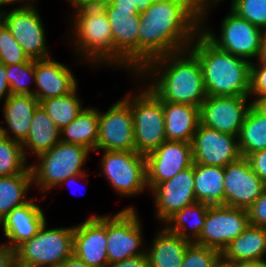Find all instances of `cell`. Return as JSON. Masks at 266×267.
<instances>
[{
	"label": "cell",
	"mask_w": 266,
	"mask_h": 267,
	"mask_svg": "<svg viewBox=\"0 0 266 267\" xmlns=\"http://www.w3.org/2000/svg\"><path fill=\"white\" fill-rule=\"evenodd\" d=\"M139 86L138 92L130 93L129 91L128 95H125L123 99L131 107L135 151L146 155L166 141L165 119L163 101L145 83Z\"/></svg>",
	"instance_id": "obj_7"
},
{
	"label": "cell",
	"mask_w": 266,
	"mask_h": 267,
	"mask_svg": "<svg viewBox=\"0 0 266 267\" xmlns=\"http://www.w3.org/2000/svg\"><path fill=\"white\" fill-rule=\"evenodd\" d=\"M32 186L34 185L31 168L21 174L0 177V221L13 208L31 200L27 196Z\"/></svg>",
	"instance_id": "obj_31"
},
{
	"label": "cell",
	"mask_w": 266,
	"mask_h": 267,
	"mask_svg": "<svg viewBox=\"0 0 266 267\" xmlns=\"http://www.w3.org/2000/svg\"><path fill=\"white\" fill-rule=\"evenodd\" d=\"M0 267H16L15 250L0 243Z\"/></svg>",
	"instance_id": "obj_44"
},
{
	"label": "cell",
	"mask_w": 266,
	"mask_h": 267,
	"mask_svg": "<svg viewBox=\"0 0 266 267\" xmlns=\"http://www.w3.org/2000/svg\"><path fill=\"white\" fill-rule=\"evenodd\" d=\"M249 96H207L200 106V123L221 133L239 136L251 106Z\"/></svg>",
	"instance_id": "obj_15"
},
{
	"label": "cell",
	"mask_w": 266,
	"mask_h": 267,
	"mask_svg": "<svg viewBox=\"0 0 266 267\" xmlns=\"http://www.w3.org/2000/svg\"><path fill=\"white\" fill-rule=\"evenodd\" d=\"M265 258L266 227L251 224L221 252V260L231 267L265 261Z\"/></svg>",
	"instance_id": "obj_24"
},
{
	"label": "cell",
	"mask_w": 266,
	"mask_h": 267,
	"mask_svg": "<svg viewBox=\"0 0 266 267\" xmlns=\"http://www.w3.org/2000/svg\"><path fill=\"white\" fill-rule=\"evenodd\" d=\"M60 141V129L39 105L33 114L29 133L21 143L27 160L30 155L37 157L51 150Z\"/></svg>",
	"instance_id": "obj_27"
},
{
	"label": "cell",
	"mask_w": 266,
	"mask_h": 267,
	"mask_svg": "<svg viewBox=\"0 0 266 267\" xmlns=\"http://www.w3.org/2000/svg\"><path fill=\"white\" fill-rule=\"evenodd\" d=\"M96 153L135 150L133 117L130 105L123 99L114 102L105 112L99 110Z\"/></svg>",
	"instance_id": "obj_14"
},
{
	"label": "cell",
	"mask_w": 266,
	"mask_h": 267,
	"mask_svg": "<svg viewBox=\"0 0 266 267\" xmlns=\"http://www.w3.org/2000/svg\"><path fill=\"white\" fill-rule=\"evenodd\" d=\"M242 157L266 149V116L250 106L238 136Z\"/></svg>",
	"instance_id": "obj_32"
},
{
	"label": "cell",
	"mask_w": 266,
	"mask_h": 267,
	"mask_svg": "<svg viewBox=\"0 0 266 267\" xmlns=\"http://www.w3.org/2000/svg\"><path fill=\"white\" fill-rule=\"evenodd\" d=\"M102 151L101 173L121 197H131L148 191L145 155L132 151Z\"/></svg>",
	"instance_id": "obj_11"
},
{
	"label": "cell",
	"mask_w": 266,
	"mask_h": 267,
	"mask_svg": "<svg viewBox=\"0 0 266 267\" xmlns=\"http://www.w3.org/2000/svg\"><path fill=\"white\" fill-rule=\"evenodd\" d=\"M47 226L46 220L36 235L15 249L16 267H59L73 254L74 226Z\"/></svg>",
	"instance_id": "obj_8"
},
{
	"label": "cell",
	"mask_w": 266,
	"mask_h": 267,
	"mask_svg": "<svg viewBox=\"0 0 266 267\" xmlns=\"http://www.w3.org/2000/svg\"><path fill=\"white\" fill-rule=\"evenodd\" d=\"M251 169L266 184V149L249 154L246 157Z\"/></svg>",
	"instance_id": "obj_41"
},
{
	"label": "cell",
	"mask_w": 266,
	"mask_h": 267,
	"mask_svg": "<svg viewBox=\"0 0 266 267\" xmlns=\"http://www.w3.org/2000/svg\"><path fill=\"white\" fill-rule=\"evenodd\" d=\"M111 25L113 69L123 68L135 77L139 73V26L137 9L115 8L108 0L100 4Z\"/></svg>",
	"instance_id": "obj_9"
},
{
	"label": "cell",
	"mask_w": 266,
	"mask_h": 267,
	"mask_svg": "<svg viewBox=\"0 0 266 267\" xmlns=\"http://www.w3.org/2000/svg\"><path fill=\"white\" fill-rule=\"evenodd\" d=\"M148 191L193 165L191 143L165 141L145 155Z\"/></svg>",
	"instance_id": "obj_16"
},
{
	"label": "cell",
	"mask_w": 266,
	"mask_h": 267,
	"mask_svg": "<svg viewBox=\"0 0 266 267\" xmlns=\"http://www.w3.org/2000/svg\"><path fill=\"white\" fill-rule=\"evenodd\" d=\"M230 9L239 17L266 31V0H231Z\"/></svg>",
	"instance_id": "obj_36"
},
{
	"label": "cell",
	"mask_w": 266,
	"mask_h": 267,
	"mask_svg": "<svg viewBox=\"0 0 266 267\" xmlns=\"http://www.w3.org/2000/svg\"><path fill=\"white\" fill-rule=\"evenodd\" d=\"M107 215L92 214L74 225L73 254L90 267H108Z\"/></svg>",
	"instance_id": "obj_20"
},
{
	"label": "cell",
	"mask_w": 266,
	"mask_h": 267,
	"mask_svg": "<svg viewBox=\"0 0 266 267\" xmlns=\"http://www.w3.org/2000/svg\"><path fill=\"white\" fill-rule=\"evenodd\" d=\"M201 21L184 5L162 1L140 13L139 72L154 58L189 49Z\"/></svg>",
	"instance_id": "obj_1"
},
{
	"label": "cell",
	"mask_w": 266,
	"mask_h": 267,
	"mask_svg": "<svg viewBox=\"0 0 266 267\" xmlns=\"http://www.w3.org/2000/svg\"><path fill=\"white\" fill-rule=\"evenodd\" d=\"M215 267H231L228 264L224 263L222 260Z\"/></svg>",
	"instance_id": "obj_54"
},
{
	"label": "cell",
	"mask_w": 266,
	"mask_h": 267,
	"mask_svg": "<svg viewBox=\"0 0 266 267\" xmlns=\"http://www.w3.org/2000/svg\"><path fill=\"white\" fill-rule=\"evenodd\" d=\"M34 68L35 60L16 65H6V75L11 94L34 95L35 88H31L29 85L31 81L35 82Z\"/></svg>",
	"instance_id": "obj_35"
},
{
	"label": "cell",
	"mask_w": 266,
	"mask_h": 267,
	"mask_svg": "<svg viewBox=\"0 0 266 267\" xmlns=\"http://www.w3.org/2000/svg\"><path fill=\"white\" fill-rule=\"evenodd\" d=\"M30 168L22 144L0 136V177L21 174Z\"/></svg>",
	"instance_id": "obj_34"
},
{
	"label": "cell",
	"mask_w": 266,
	"mask_h": 267,
	"mask_svg": "<svg viewBox=\"0 0 266 267\" xmlns=\"http://www.w3.org/2000/svg\"><path fill=\"white\" fill-rule=\"evenodd\" d=\"M30 60L10 30L0 20V62L5 65H16Z\"/></svg>",
	"instance_id": "obj_38"
},
{
	"label": "cell",
	"mask_w": 266,
	"mask_h": 267,
	"mask_svg": "<svg viewBox=\"0 0 266 267\" xmlns=\"http://www.w3.org/2000/svg\"><path fill=\"white\" fill-rule=\"evenodd\" d=\"M87 177H88L87 173L70 176L66 180H64L62 183H60L58 188L59 187H64L66 184H69L71 182L73 183V182H75L77 180H81V179H84V178L86 179Z\"/></svg>",
	"instance_id": "obj_49"
},
{
	"label": "cell",
	"mask_w": 266,
	"mask_h": 267,
	"mask_svg": "<svg viewBox=\"0 0 266 267\" xmlns=\"http://www.w3.org/2000/svg\"><path fill=\"white\" fill-rule=\"evenodd\" d=\"M115 8L137 9L143 13L150 5V0H108Z\"/></svg>",
	"instance_id": "obj_42"
},
{
	"label": "cell",
	"mask_w": 266,
	"mask_h": 267,
	"mask_svg": "<svg viewBox=\"0 0 266 267\" xmlns=\"http://www.w3.org/2000/svg\"><path fill=\"white\" fill-rule=\"evenodd\" d=\"M149 192L154 196L155 217L163 224L175 212L196 203L194 163L173 178L157 184Z\"/></svg>",
	"instance_id": "obj_19"
},
{
	"label": "cell",
	"mask_w": 266,
	"mask_h": 267,
	"mask_svg": "<svg viewBox=\"0 0 266 267\" xmlns=\"http://www.w3.org/2000/svg\"><path fill=\"white\" fill-rule=\"evenodd\" d=\"M34 96L39 102L47 98L67 95L78 86L72 70L64 63L47 58L35 60Z\"/></svg>",
	"instance_id": "obj_22"
},
{
	"label": "cell",
	"mask_w": 266,
	"mask_h": 267,
	"mask_svg": "<svg viewBox=\"0 0 266 267\" xmlns=\"http://www.w3.org/2000/svg\"><path fill=\"white\" fill-rule=\"evenodd\" d=\"M161 226L150 245L146 246L149 267H181L190 241Z\"/></svg>",
	"instance_id": "obj_26"
},
{
	"label": "cell",
	"mask_w": 266,
	"mask_h": 267,
	"mask_svg": "<svg viewBox=\"0 0 266 267\" xmlns=\"http://www.w3.org/2000/svg\"><path fill=\"white\" fill-rule=\"evenodd\" d=\"M79 96L77 88L67 95L42 100L40 105L61 130L68 126L85 109Z\"/></svg>",
	"instance_id": "obj_33"
},
{
	"label": "cell",
	"mask_w": 266,
	"mask_h": 267,
	"mask_svg": "<svg viewBox=\"0 0 266 267\" xmlns=\"http://www.w3.org/2000/svg\"><path fill=\"white\" fill-rule=\"evenodd\" d=\"M251 105L262 115L266 116V96L250 99Z\"/></svg>",
	"instance_id": "obj_48"
},
{
	"label": "cell",
	"mask_w": 266,
	"mask_h": 267,
	"mask_svg": "<svg viewBox=\"0 0 266 267\" xmlns=\"http://www.w3.org/2000/svg\"><path fill=\"white\" fill-rule=\"evenodd\" d=\"M234 267H266V260L259 262L243 263L236 265Z\"/></svg>",
	"instance_id": "obj_52"
},
{
	"label": "cell",
	"mask_w": 266,
	"mask_h": 267,
	"mask_svg": "<svg viewBox=\"0 0 266 267\" xmlns=\"http://www.w3.org/2000/svg\"><path fill=\"white\" fill-rule=\"evenodd\" d=\"M209 207L207 203L196 202L175 212L163 223V226L168 231L194 242L203 229Z\"/></svg>",
	"instance_id": "obj_30"
},
{
	"label": "cell",
	"mask_w": 266,
	"mask_h": 267,
	"mask_svg": "<svg viewBox=\"0 0 266 267\" xmlns=\"http://www.w3.org/2000/svg\"><path fill=\"white\" fill-rule=\"evenodd\" d=\"M90 153L84 146L60 141L51 150L37 156V162L30 163V168L34 187L44 195L40 201L68 177L87 173L82 167Z\"/></svg>",
	"instance_id": "obj_6"
},
{
	"label": "cell",
	"mask_w": 266,
	"mask_h": 267,
	"mask_svg": "<svg viewBox=\"0 0 266 267\" xmlns=\"http://www.w3.org/2000/svg\"><path fill=\"white\" fill-rule=\"evenodd\" d=\"M37 0H25L19 7L5 9L0 20L31 60L51 58L46 29L37 7Z\"/></svg>",
	"instance_id": "obj_10"
},
{
	"label": "cell",
	"mask_w": 266,
	"mask_h": 267,
	"mask_svg": "<svg viewBox=\"0 0 266 267\" xmlns=\"http://www.w3.org/2000/svg\"><path fill=\"white\" fill-rule=\"evenodd\" d=\"M59 267H90L74 254L65 259Z\"/></svg>",
	"instance_id": "obj_47"
},
{
	"label": "cell",
	"mask_w": 266,
	"mask_h": 267,
	"mask_svg": "<svg viewBox=\"0 0 266 267\" xmlns=\"http://www.w3.org/2000/svg\"><path fill=\"white\" fill-rule=\"evenodd\" d=\"M25 0H0V14L2 13V12H4L5 10V8H3V6H5L6 7V5H8V4H15L16 5V3L18 4H21V3H23Z\"/></svg>",
	"instance_id": "obj_53"
},
{
	"label": "cell",
	"mask_w": 266,
	"mask_h": 267,
	"mask_svg": "<svg viewBox=\"0 0 266 267\" xmlns=\"http://www.w3.org/2000/svg\"><path fill=\"white\" fill-rule=\"evenodd\" d=\"M193 163L225 167L241 157L238 137L199 124L191 141Z\"/></svg>",
	"instance_id": "obj_18"
},
{
	"label": "cell",
	"mask_w": 266,
	"mask_h": 267,
	"mask_svg": "<svg viewBox=\"0 0 266 267\" xmlns=\"http://www.w3.org/2000/svg\"><path fill=\"white\" fill-rule=\"evenodd\" d=\"M247 213L251 225L266 227V188L247 209Z\"/></svg>",
	"instance_id": "obj_40"
},
{
	"label": "cell",
	"mask_w": 266,
	"mask_h": 267,
	"mask_svg": "<svg viewBox=\"0 0 266 267\" xmlns=\"http://www.w3.org/2000/svg\"><path fill=\"white\" fill-rule=\"evenodd\" d=\"M189 49L199 60L207 96H249L250 61L218 48L201 31Z\"/></svg>",
	"instance_id": "obj_3"
},
{
	"label": "cell",
	"mask_w": 266,
	"mask_h": 267,
	"mask_svg": "<svg viewBox=\"0 0 266 267\" xmlns=\"http://www.w3.org/2000/svg\"><path fill=\"white\" fill-rule=\"evenodd\" d=\"M99 109H85L68 125L60 130L61 142L84 146L91 152L96 151L98 140Z\"/></svg>",
	"instance_id": "obj_28"
},
{
	"label": "cell",
	"mask_w": 266,
	"mask_h": 267,
	"mask_svg": "<svg viewBox=\"0 0 266 267\" xmlns=\"http://www.w3.org/2000/svg\"><path fill=\"white\" fill-rule=\"evenodd\" d=\"M250 225L246 209L225 205H210L197 244L220 252Z\"/></svg>",
	"instance_id": "obj_13"
},
{
	"label": "cell",
	"mask_w": 266,
	"mask_h": 267,
	"mask_svg": "<svg viewBox=\"0 0 266 267\" xmlns=\"http://www.w3.org/2000/svg\"><path fill=\"white\" fill-rule=\"evenodd\" d=\"M252 96H266V63L261 62L259 59L251 63L249 97Z\"/></svg>",
	"instance_id": "obj_39"
},
{
	"label": "cell",
	"mask_w": 266,
	"mask_h": 267,
	"mask_svg": "<svg viewBox=\"0 0 266 267\" xmlns=\"http://www.w3.org/2000/svg\"><path fill=\"white\" fill-rule=\"evenodd\" d=\"M266 184L251 169L246 157L224 167V205L248 209L263 193Z\"/></svg>",
	"instance_id": "obj_17"
},
{
	"label": "cell",
	"mask_w": 266,
	"mask_h": 267,
	"mask_svg": "<svg viewBox=\"0 0 266 267\" xmlns=\"http://www.w3.org/2000/svg\"><path fill=\"white\" fill-rule=\"evenodd\" d=\"M142 222L134 206L107 215V258L113 264L146 253ZM145 242V243H144Z\"/></svg>",
	"instance_id": "obj_12"
},
{
	"label": "cell",
	"mask_w": 266,
	"mask_h": 267,
	"mask_svg": "<svg viewBox=\"0 0 266 267\" xmlns=\"http://www.w3.org/2000/svg\"><path fill=\"white\" fill-rule=\"evenodd\" d=\"M2 104L6 125L1 124V134L22 143L29 133L33 114L40 102L34 95L11 94Z\"/></svg>",
	"instance_id": "obj_23"
},
{
	"label": "cell",
	"mask_w": 266,
	"mask_h": 267,
	"mask_svg": "<svg viewBox=\"0 0 266 267\" xmlns=\"http://www.w3.org/2000/svg\"><path fill=\"white\" fill-rule=\"evenodd\" d=\"M261 62L266 63V31H264L263 38H262V50L259 57Z\"/></svg>",
	"instance_id": "obj_51"
},
{
	"label": "cell",
	"mask_w": 266,
	"mask_h": 267,
	"mask_svg": "<svg viewBox=\"0 0 266 267\" xmlns=\"http://www.w3.org/2000/svg\"><path fill=\"white\" fill-rule=\"evenodd\" d=\"M108 267H149L147 254L134 256L120 262L109 264Z\"/></svg>",
	"instance_id": "obj_45"
},
{
	"label": "cell",
	"mask_w": 266,
	"mask_h": 267,
	"mask_svg": "<svg viewBox=\"0 0 266 267\" xmlns=\"http://www.w3.org/2000/svg\"><path fill=\"white\" fill-rule=\"evenodd\" d=\"M166 141L191 143L200 124V107L163 102Z\"/></svg>",
	"instance_id": "obj_25"
},
{
	"label": "cell",
	"mask_w": 266,
	"mask_h": 267,
	"mask_svg": "<svg viewBox=\"0 0 266 267\" xmlns=\"http://www.w3.org/2000/svg\"><path fill=\"white\" fill-rule=\"evenodd\" d=\"M38 197H33L22 206L13 208L0 221V227L3 229V236L10 248L16 249L23 242L30 240L37 234L41 226L46 222L45 212L38 205Z\"/></svg>",
	"instance_id": "obj_21"
},
{
	"label": "cell",
	"mask_w": 266,
	"mask_h": 267,
	"mask_svg": "<svg viewBox=\"0 0 266 267\" xmlns=\"http://www.w3.org/2000/svg\"><path fill=\"white\" fill-rule=\"evenodd\" d=\"M11 95L8 78L6 75V65L0 62V101L5 103Z\"/></svg>",
	"instance_id": "obj_46"
},
{
	"label": "cell",
	"mask_w": 266,
	"mask_h": 267,
	"mask_svg": "<svg viewBox=\"0 0 266 267\" xmlns=\"http://www.w3.org/2000/svg\"><path fill=\"white\" fill-rule=\"evenodd\" d=\"M166 0H150L151 3L162 2ZM184 4L200 21L202 19L206 0H170Z\"/></svg>",
	"instance_id": "obj_43"
},
{
	"label": "cell",
	"mask_w": 266,
	"mask_h": 267,
	"mask_svg": "<svg viewBox=\"0 0 266 267\" xmlns=\"http://www.w3.org/2000/svg\"><path fill=\"white\" fill-rule=\"evenodd\" d=\"M71 5H81V4H101L107 0H66Z\"/></svg>",
	"instance_id": "obj_50"
},
{
	"label": "cell",
	"mask_w": 266,
	"mask_h": 267,
	"mask_svg": "<svg viewBox=\"0 0 266 267\" xmlns=\"http://www.w3.org/2000/svg\"><path fill=\"white\" fill-rule=\"evenodd\" d=\"M68 41L84 63L93 69L100 65L113 67V38L111 25L100 4L72 5ZM77 53V54H76Z\"/></svg>",
	"instance_id": "obj_4"
},
{
	"label": "cell",
	"mask_w": 266,
	"mask_h": 267,
	"mask_svg": "<svg viewBox=\"0 0 266 267\" xmlns=\"http://www.w3.org/2000/svg\"><path fill=\"white\" fill-rule=\"evenodd\" d=\"M223 0H206L204 13L201 19V32L218 48L253 62L258 60L262 50L264 31L239 17L231 9L221 21L220 37L209 28L207 18L210 9L217 7ZM217 36V37H216Z\"/></svg>",
	"instance_id": "obj_5"
},
{
	"label": "cell",
	"mask_w": 266,
	"mask_h": 267,
	"mask_svg": "<svg viewBox=\"0 0 266 267\" xmlns=\"http://www.w3.org/2000/svg\"><path fill=\"white\" fill-rule=\"evenodd\" d=\"M221 261L218 249L190 242L181 267H215Z\"/></svg>",
	"instance_id": "obj_37"
},
{
	"label": "cell",
	"mask_w": 266,
	"mask_h": 267,
	"mask_svg": "<svg viewBox=\"0 0 266 267\" xmlns=\"http://www.w3.org/2000/svg\"><path fill=\"white\" fill-rule=\"evenodd\" d=\"M194 193L197 202L224 205V167L194 163Z\"/></svg>",
	"instance_id": "obj_29"
},
{
	"label": "cell",
	"mask_w": 266,
	"mask_h": 267,
	"mask_svg": "<svg viewBox=\"0 0 266 267\" xmlns=\"http://www.w3.org/2000/svg\"><path fill=\"white\" fill-rule=\"evenodd\" d=\"M135 77L163 102L200 107L207 98L199 60L190 49L152 59Z\"/></svg>",
	"instance_id": "obj_2"
}]
</instances>
